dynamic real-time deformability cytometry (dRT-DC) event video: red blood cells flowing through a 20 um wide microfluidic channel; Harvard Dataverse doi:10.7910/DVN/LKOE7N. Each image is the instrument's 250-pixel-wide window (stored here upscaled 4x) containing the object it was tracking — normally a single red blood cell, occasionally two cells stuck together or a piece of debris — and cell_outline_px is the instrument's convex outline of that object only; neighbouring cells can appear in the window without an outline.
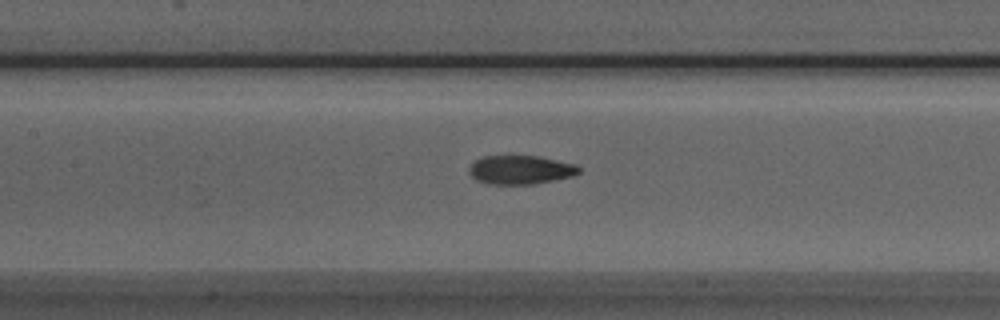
{"species": "Egyptian fruit bat (a non-hibernating species)", "species_latin": "Rousettus aegyptiacus", "temperature_condition": "room temperature", "stored_images_in_passage": 37, "camera_frame_rate_fps": 3000, "um_per_image_px": 0.085, "animal": {"sex": "male"}, "frame": {"image": 1, "passage_image": 14, "time_ms": 4.333, "image_size_px": [1000, 320], "cell_outline_px": [[580, 172], [572, 176], [532, 184], [488, 184], [476, 180], [468, 172], [468, 168], [476, 160], [484, 156], [540, 156], [576, 164], [580, 168]], "centroid_in_image_um": [44.23, 14.43], "position_along_channel_um": 163.2, "area_um2": 18.38}}
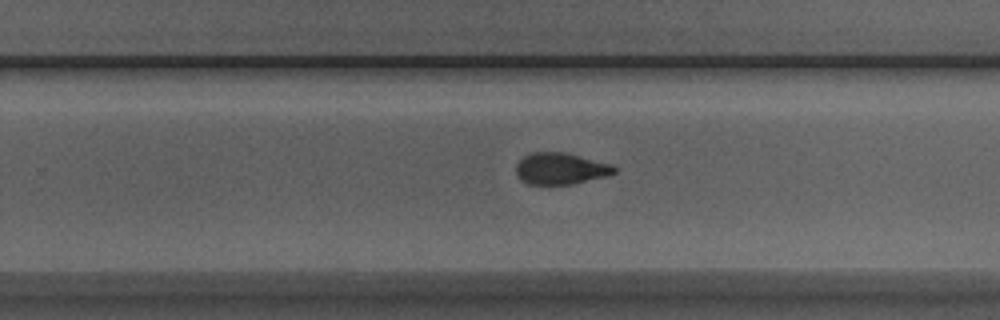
{"frame": {"image": 2, "passage_image": 23, "time_ms": 7.333, "image_size_px": [1000, 320], "cell_outline_px": [[616, 172], [608, 176], [572, 184], [528, 184], [520, 180], [516, 176], [516, 164], [524, 156], [532, 152], [564, 152], [612, 164], [616, 168]], "centroid_in_image_um": [47.64, 14.33], "position_along_channel_um": 282.2, "area_um2": 18.15}}
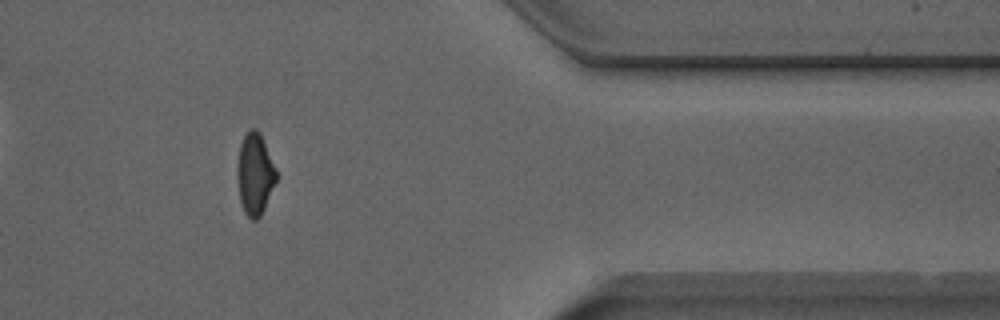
{"frame": {"image": 3, "passage_image": 33, "time_ms": 10.667, "image_size_px": [1000, 320], "cell_outline_px": [[276, 180], [264, 208], [260, 216], [256, 220], [252, 220], [244, 212], [240, 200], [236, 176], [236, 164], [240, 144], [244, 136], [252, 128], [256, 128], [260, 132], [276, 168]], "centroid_in_image_um": [21.64, 14.78], "position_along_channel_um": 389.8, "area_um2": 18.55}}